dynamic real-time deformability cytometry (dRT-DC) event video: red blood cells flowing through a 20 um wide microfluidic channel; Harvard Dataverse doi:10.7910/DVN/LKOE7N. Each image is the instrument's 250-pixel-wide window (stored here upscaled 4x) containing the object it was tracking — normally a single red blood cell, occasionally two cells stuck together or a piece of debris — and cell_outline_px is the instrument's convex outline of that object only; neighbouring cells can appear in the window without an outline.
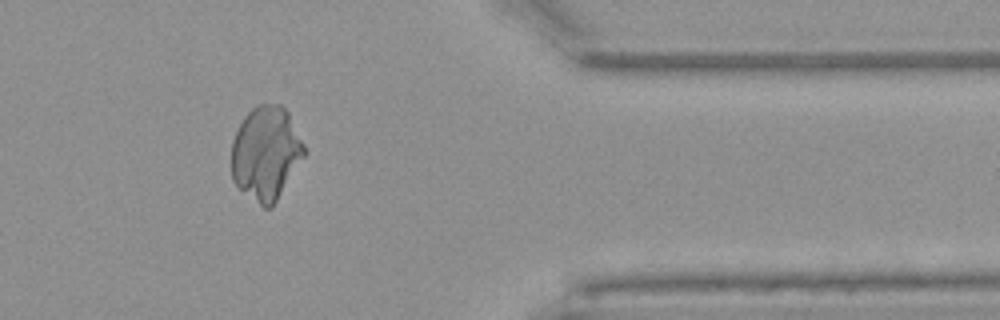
{"species": "Egyptian fruit bat (a non-hibernating species)", "species_latin": "Rousettus aegyptiacus", "temperature_condition": "warm", "stored_images_in_passage": 43, "camera_frame_rate_fps": 3000, "um_per_image_px": 0.085, "animal": {"sex": "female"}, "frame": {"image": 1, "passage_image": 38, "time_ms": 12.333, "image_size_px": [1000, 320], "cell_outline_px": [[304, 156], [272, 208], [264, 208], [240, 188], [232, 180], [232, 140], [244, 116], [256, 104], [280, 104], [288, 112], [304, 144]], "centroid_in_image_um": [22.6, 13.0], "position_along_channel_um": 388.8, "area_um2": 39.36}}